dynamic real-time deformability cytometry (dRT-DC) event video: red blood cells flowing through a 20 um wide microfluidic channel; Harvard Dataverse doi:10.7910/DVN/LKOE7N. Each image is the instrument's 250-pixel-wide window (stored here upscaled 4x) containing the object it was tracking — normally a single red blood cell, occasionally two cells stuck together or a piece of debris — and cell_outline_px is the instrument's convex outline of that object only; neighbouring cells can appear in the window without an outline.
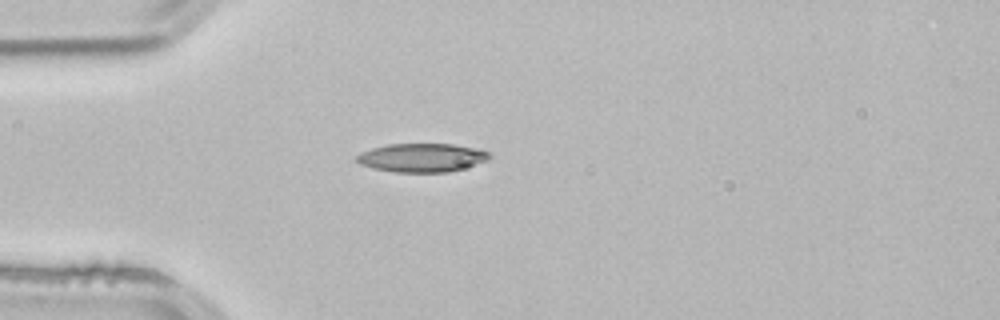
{"species": "common noctule bat (a hibernating species)", "species_latin": "Nyctalus noctula", "temperature_condition": "room temperature", "stored_images_in_passage": 2, "camera_frame_rate_fps": 3000, "um_per_image_px": 0.085, "animal": {"sex": "male", "body_mass_g": 21.5, "forearm_length_mm": 52.0}, "frame": {"image": 1, "passage_image": 2, "time_ms": 0.333, "image_size_px": [1000, 320], "cell_outline_px": [[492, 156], [488, 160], [464, 168], [448, 172], [396, 172], [372, 168], [360, 164], [356, 160], [356, 156], [360, 152], [372, 148], [388, 144], [452, 144], [476, 148], [488, 152]], "centroid_in_image_um": [35.85, 13.4], "position_along_channel_um": 49.1, "area_um2": 22.14}}